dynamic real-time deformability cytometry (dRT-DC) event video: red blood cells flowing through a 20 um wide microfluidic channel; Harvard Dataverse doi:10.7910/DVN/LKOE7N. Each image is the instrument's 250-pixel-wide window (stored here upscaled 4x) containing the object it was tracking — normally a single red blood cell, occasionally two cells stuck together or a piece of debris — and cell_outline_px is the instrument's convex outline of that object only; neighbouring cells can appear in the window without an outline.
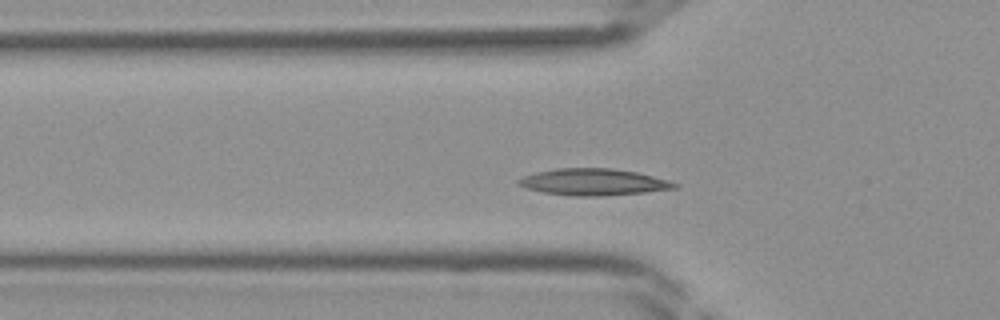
{"species": "Egyptian fruit bat (a non-hibernating species)", "species_latin": "Rousettus aegyptiacus", "temperature_condition": "room temperature", "stored_images_in_passage": 34, "segment_of_instrument_passage": [1, 2], "camera_frame_rate_fps": 3000, "um_per_image_px": 0.085, "frame": {"image": 1, "passage_image": 5, "time_ms": 1.333, "image_size_px": [1000, 320], "cell_outline_px": [[680, 188], [644, 192], [604, 196], [572, 196], [544, 192], [528, 188], [516, 184], [516, 180], [524, 176], [536, 172], [556, 168], [612, 168], [636, 172], [668, 180], [680, 184]], "centroid_in_image_um": [50.46, 15.47], "position_along_channel_um": 75.3, "area_um2": 24.28}}
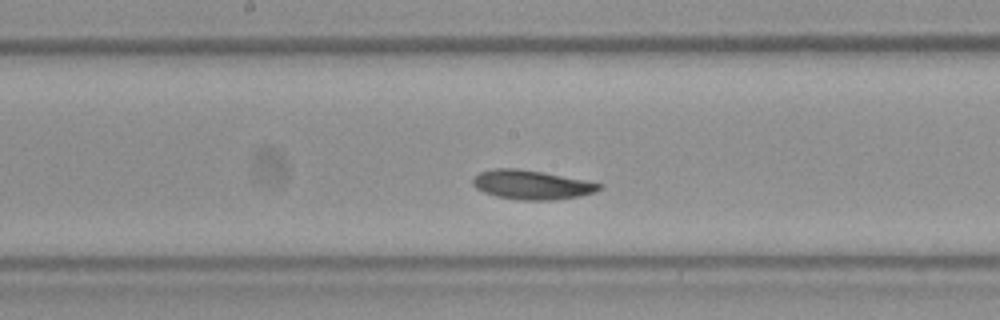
{"frame": {"image": 2, "passage_image": 13, "time_ms": 4.0, "image_size_px": [1000, 320], "cell_outline_px": [[604, 188], [596, 192], [580, 196], [552, 200], [520, 200], [496, 196], [484, 192], [476, 188], [472, 184], [472, 180], [480, 172], [492, 168], [516, 168], [544, 172], [604, 184]], "centroid_in_image_um": [45.22, 15.7], "position_along_channel_um": 203.0, "area_um2": 21.62}}
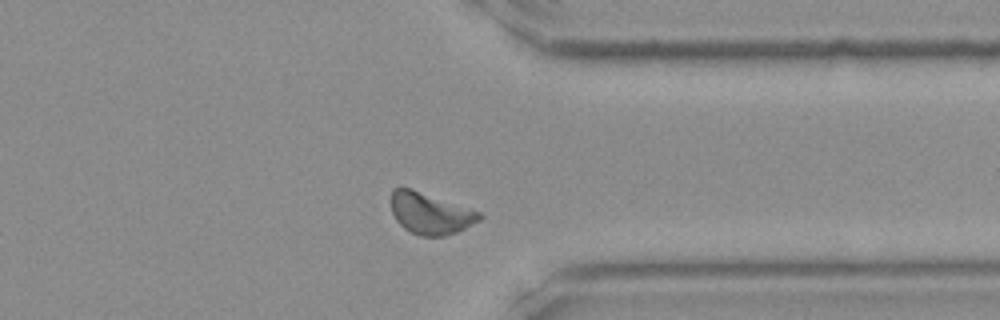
{"frame": {"image": 3, "passage_image": 24, "time_ms": 7.667, "image_size_px": [1000, 320], "cell_outline_px": [[484, 216], [480, 220], [456, 232], [444, 236], [420, 236], [404, 228], [396, 220], [392, 212], [392, 188], [408, 188], [472, 208], [480, 212]], "centroid_in_image_um": [36.6, 18.15], "position_along_channel_um": 374.8, "area_um2": 21.1}}